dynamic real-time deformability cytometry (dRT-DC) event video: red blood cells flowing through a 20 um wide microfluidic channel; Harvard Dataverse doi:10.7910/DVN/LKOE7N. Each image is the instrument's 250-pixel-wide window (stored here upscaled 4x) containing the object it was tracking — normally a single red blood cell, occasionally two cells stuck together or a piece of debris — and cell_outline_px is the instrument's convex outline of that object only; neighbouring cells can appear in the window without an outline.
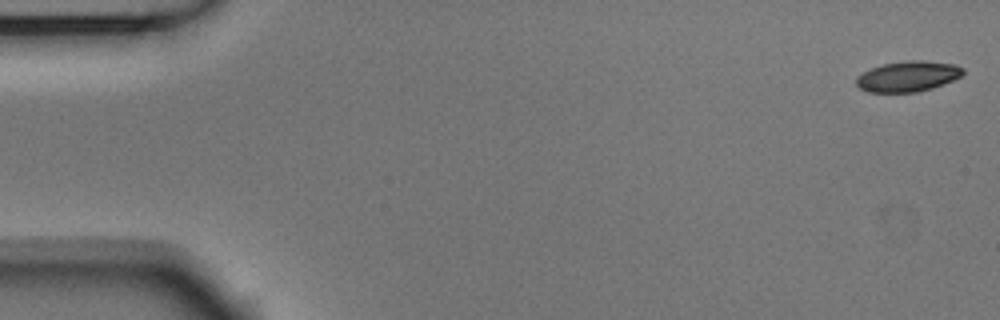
{"species": "Egyptian fruit bat (a non-hibernating species)", "species_latin": "Rousettus aegyptiacus", "temperature_condition": "room temperature", "stored_images_in_passage": 54, "camera_frame_rate_fps": 3000, "um_per_image_px": 0.085, "animal": {"sex": "male"}, "frame": {"image": 1, "passage_image": 1, "time_ms": 0.0, "image_size_px": [1000, 320], "cell_outline_px": [[964, 72], [960, 76], [952, 80], [932, 88], [916, 92], [868, 92], [860, 88], [856, 84], [856, 76], [872, 68], [884, 64], [908, 60], [924, 60], [956, 64], [964, 68]], "centroid_in_image_um": [77.18, 6.48], "position_along_channel_um": 7.8, "area_um2": 18.9}}
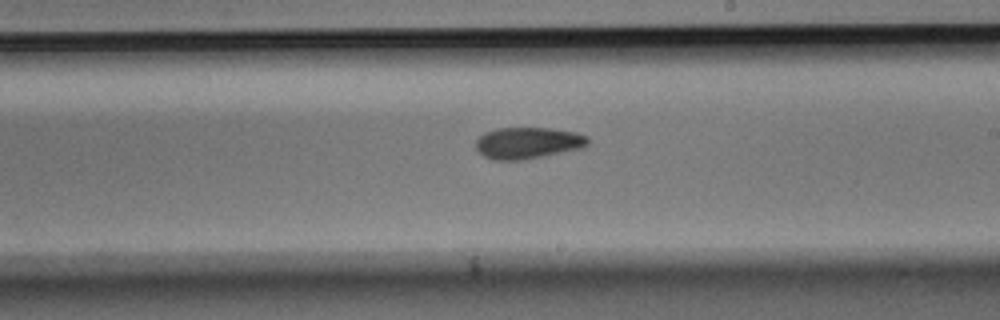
{"frame": {"image": 2, "passage_image": 31, "time_ms": 10.0, "image_size_px": [1000, 320], "cell_outline_px": [[588, 144], [580, 148], [520, 160], [492, 160], [484, 156], [476, 148], [476, 140], [484, 132], [496, 128], [548, 128], [576, 132], [588, 136]], "centroid_in_image_um": [44.83, 12.14], "position_along_channel_um": 244.2, "area_um2": 20.35}}
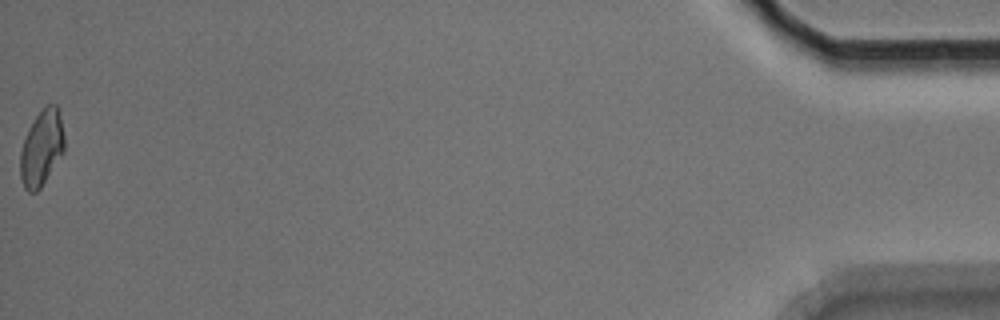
{"frame": {"image": 3, "passage_image": 54, "time_ms": 17.667, "image_size_px": [1000, 320], "cell_outline_px": [[64, 152], [40, 188], [36, 192], [28, 192], [24, 188], [20, 176], [20, 152], [28, 128], [36, 116], [48, 104], [56, 104], [60, 112], [64, 136]], "centroid_in_image_um": [3.54, 12.58], "position_along_channel_um": 431.7, "area_um2": 19.42}, "authors_computed_cell_mechanics": {"area_um2": 19.941, "velocity_mm_per_s": 3.7314, "shape_relaxation_time_tau1_ms": 6.608, "shape_relaxation_time_tau2_ms": 9.6312, "deformation_change_tau1": 0.1249, "deformation_change_tau2": 0.1365}}